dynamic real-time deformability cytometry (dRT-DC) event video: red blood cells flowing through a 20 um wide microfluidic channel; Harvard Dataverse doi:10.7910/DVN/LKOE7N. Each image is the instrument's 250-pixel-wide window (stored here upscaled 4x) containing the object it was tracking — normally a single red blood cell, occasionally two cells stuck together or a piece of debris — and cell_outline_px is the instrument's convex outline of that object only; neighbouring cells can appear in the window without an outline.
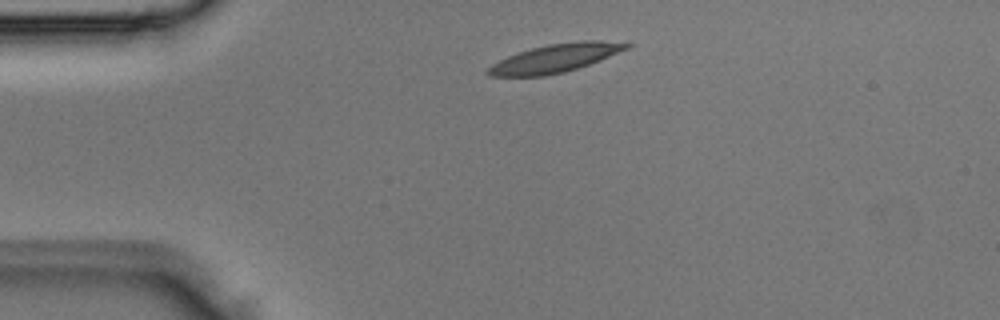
{"species": "Egyptian fruit bat (a non-hibernating species)", "species_latin": "Rousettus aegyptiacus", "temperature_condition": "room temperature", "stored_images_in_passage": 3, "segment_of_instrument_passage": [1, 2], "camera_frame_rate_fps": 3000, "um_per_image_px": 0.085, "animal": {"sex": "male"}, "frame": {"image": 1, "passage_image": 1, "time_ms": 0.0, "image_size_px": [1000, 320], "cell_outline_px": [[632, 44], [628, 48], [600, 60], [564, 72], [544, 76], [488, 76], [484, 72], [492, 64], [508, 56], [532, 48], [548, 44], [580, 40], [600, 40]], "centroid_in_image_um": [47.16, 4.95], "position_along_channel_um": 37.8, "area_um2": 22.6}}